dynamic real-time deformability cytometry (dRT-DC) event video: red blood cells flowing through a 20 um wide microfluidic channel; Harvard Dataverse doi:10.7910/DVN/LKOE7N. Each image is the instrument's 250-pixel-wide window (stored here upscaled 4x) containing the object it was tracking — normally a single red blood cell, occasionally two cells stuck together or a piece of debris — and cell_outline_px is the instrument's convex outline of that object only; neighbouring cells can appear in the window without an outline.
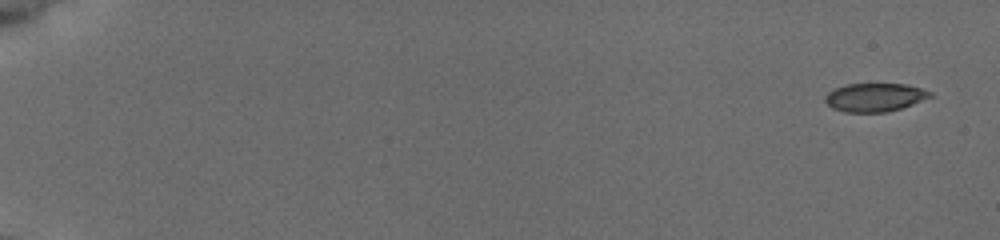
{"species": "common noctule bat (a hibernating species)", "species_latin": "Nyctalus noctula", "temperature_condition": "cold", "stored_images_in_passage": 55, "camera_frame_rate_fps": 3000, "um_per_image_px": 0.085, "animal": {"sex": "female", "body_mass_g": 19.5, "forearm_length_mm": 54.1}, "frame": {"image": 1, "passage_image": 1, "time_ms": 0.0, "image_size_px": [1000, 240], "cell_outline_px": [[932, 96], [912, 104], [900, 108], [884, 112], [844, 112], [832, 108], [824, 100], [824, 96], [828, 92], [836, 88], [848, 84], [904, 84], [920, 88], [932, 92]], "centroid_in_image_um": [74.32, 8.27], "position_along_channel_um": 10.7, "area_um2": 17.17}}
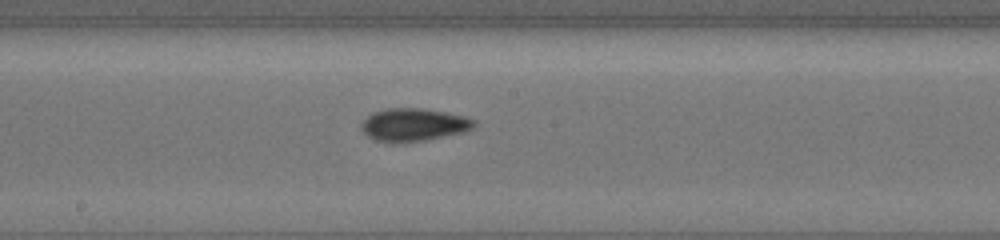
{"frame": {"image": 2, "passage_image": 32, "time_ms": 10.333, "image_size_px": [1000, 240], "cell_outline_px": [[476, 124], [472, 128], [464, 132], [428, 140], [404, 144], [388, 144], [376, 140], [368, 136], [360, 128], [360, 124], [368, 116], [376, 112], [388, 108], [420, 108], [444, 112], [464, 116], [476, 120]], "centroid_in_image_um": [35.15, 10.64], "position_along_channel_um": 213.0, "area_um2": 21.91}}
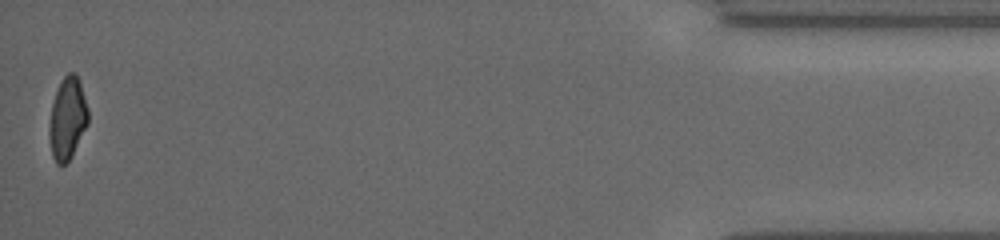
{"frame": {"image": 3, "passage_image": 55, "time_ms": 18.0, "image_size_px": [1000, 240], "cell_outline_px": [[88, 124], [72, 156], [64, 164], [56, 164], [52, 156], [48, 132], [48, 128], [52, 104], [56, 92], [64, 76], [68, 72], [76, 72], [88, 108]], "centroid_in_image_um": [5.73, 10.09], "position_along_channel_um": 429.5, "area_um2": 18.55}, "authors_computed_cell_mechanics": {"area_um2": 19.5942, "velocity_mm_per_s": 3.7941, "shape_relaxation_time_tau1_ms": 4.9954, "shape_relaxation_time_tau2_ms": 3.37, "deformation_change_tau1": 0.1447, "deformation_change_tau2": 0.0788}}